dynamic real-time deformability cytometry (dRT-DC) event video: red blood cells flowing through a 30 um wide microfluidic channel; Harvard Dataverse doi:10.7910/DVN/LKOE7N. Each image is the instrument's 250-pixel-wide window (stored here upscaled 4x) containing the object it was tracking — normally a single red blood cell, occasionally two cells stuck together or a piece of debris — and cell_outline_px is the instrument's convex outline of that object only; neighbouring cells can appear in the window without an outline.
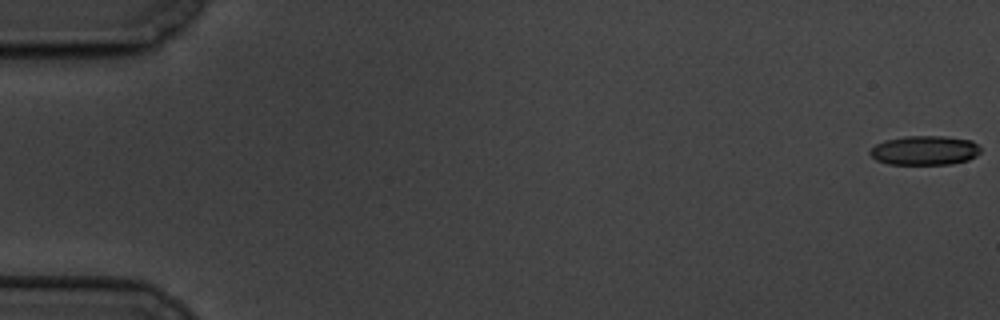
{"species": "common noctule bat (a hibernating species)", "species_latin": "Nyctalus noctula", "temperature_condition": "cold", "stored_images_in_passage": 11, "camera_frame_rate_fps": 3000, "um_per_image_px": 0.085, "animal": {"sex": "male", "body_mass_g": 19.5, "forearm_length_mm": 54.6}, "frame": {"image": 1, "passage_image": 1, "time_ms": 0.0, "image_size_px": [1000, 320], "cell_outline_px": [[980, 152], [976, 156], [968, 160], [952, 164], [888, 164], [876, 160], [868, 152], [876, 144], [884, 140], [904, 136], [944, 136], [972, 140], [980, 148]], "centroid_in_image_um": [78.59, 12.78], "position_along_channel_um": 6.4, "area_um2": 18.96}}
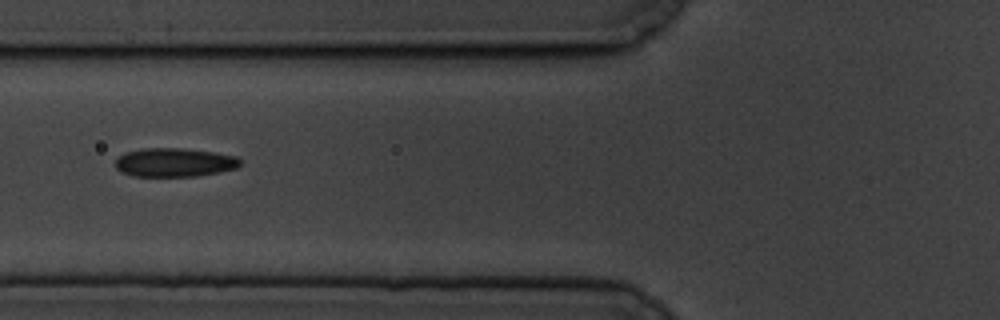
{"frame": {"image": 2, "passage_image": 7, "time_ms": 7.667, "image_size_px": [1000, 320], "cell_outline_px": [[240, 164], [236, 168], [220, 172], [196, 176], [132, 176], [120, 172], [116, 168], [116, 160], [124, 152], [140, 148], [184, 148], [212, 152], [236, 156], [240, 160]], "centroid_in_image_um": [14.79, 13.8], "position_along_channel_um": 111.0, "area_um2": 20.98}}
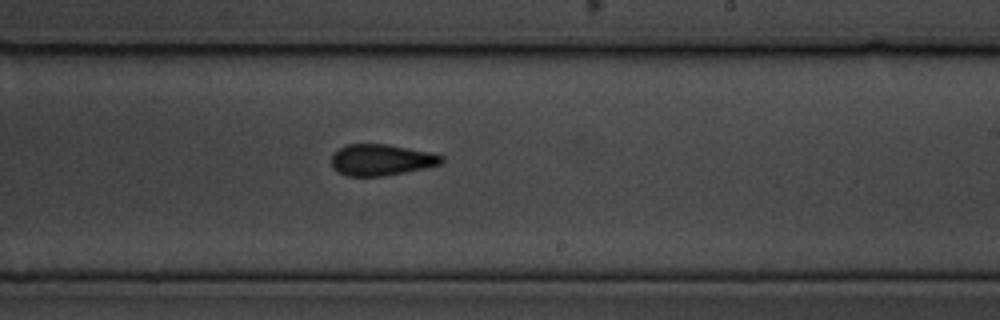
{"frame": {"image": 3, "passage_image": 11, "time_ms": 12.0, "image_size_px": [1000, 320], "cell_outline_px": [[444, 160], [440, 164], [424, 168], [384, 176], [348, 176], [336, 172], [332, 168], [332, 156], [344, 144], [388, 144], [432, 152], [444, 156]], "centroid_in_image_um": [32.41, 13.58], "position_along_channel_um": 256.6, "area_um2": 20.17}}